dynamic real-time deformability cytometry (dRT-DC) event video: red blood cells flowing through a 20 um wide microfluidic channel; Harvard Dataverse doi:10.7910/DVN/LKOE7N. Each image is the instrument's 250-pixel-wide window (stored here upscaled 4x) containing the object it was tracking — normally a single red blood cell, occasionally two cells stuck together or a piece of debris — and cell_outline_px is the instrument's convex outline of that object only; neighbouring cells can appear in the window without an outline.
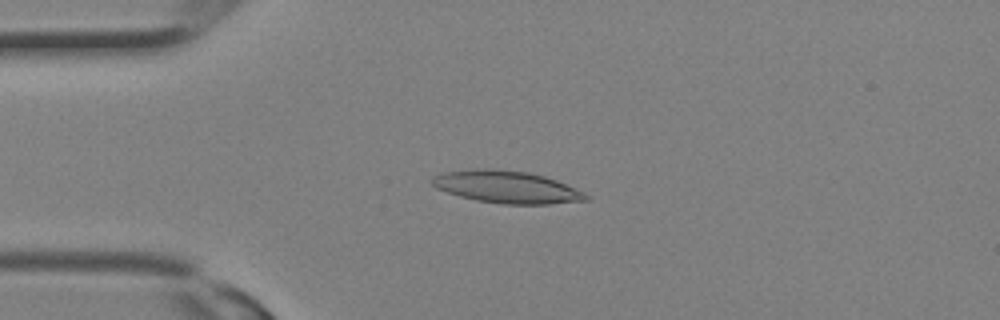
{"species": "Egyptian fruit bat (a non-hibernating species)", "species_latin": "Rousettus aegyptiacus", "temperature_condition": "room temperature", "stored_images_in_passage": 17, "camera_frame_rate_fps": 3000, "um_per_image_px": 0.085, "animal": {"sex": "female"}, "frame": {"image": 1, "passage_image": 8, "time_ms": 2.333, "image_size_px": [1000, 320], "cell_outline_px": [[588, 200], [548, 204], [504, 204], [476, 200], [460, 196], [436, 188], [432, 184], [432, 176], [440, 172], [476, 168], [492, 168], [528, 172], [544, 176], [556, 180], [584, 192], [588, 196]], "centroid_in_image_um": [43.03, 15.88], "position_along_channel_um": 42.0, "area_um2": 28.96}}
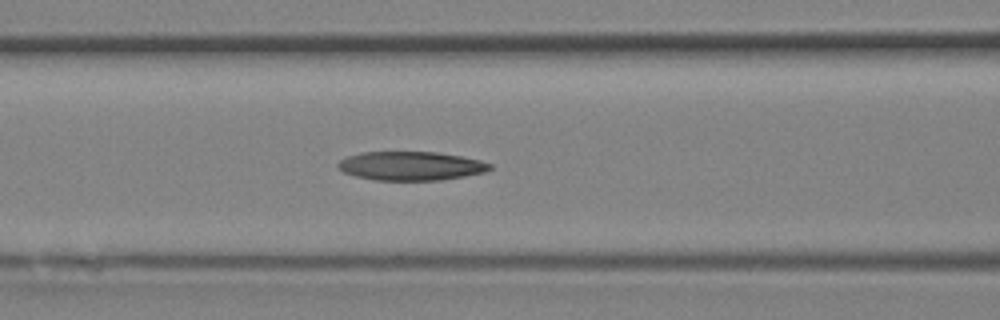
{"frame": {"image": 2, "passage_image": 13, "time_ms": 4.0, "image_size_px": [1000, 320], "cell_outline_px": [[492, 168], [488, 172], [440, 180], [376, 180], [356, 176], [344, 172], [336, 164], [340, 160], [348, 156], [360, 152], [436, 152], [460, 156], [480, 160], [492, 164]], "centroid_in_image_um": [34.95, 14.1], "position_along_channel_um": 131.6, "area_um2": 25.49}}
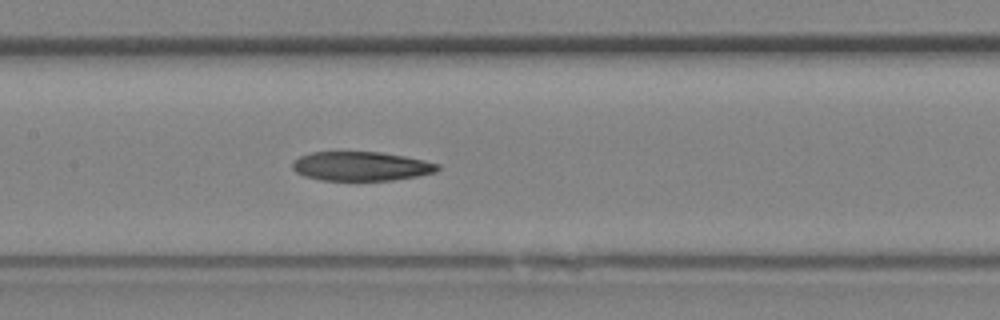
{"frame": {"image": 3, "passage_image": 15, "time_ms": 4.667, "image_size_px": [1000, 320], "cell_outline_px": [[440, 168], [436, 172], [416, 176], [392, 180], [320, 180], [304, 176], [296, 172], [292, 168], [292, 160], [300, 156], [312, 152], [380, 152], [404, 156], [424, 160], [440, 164]], "centroid_in_image_um": [30.68, 14.13], "position_along_channel_um": 176.7, "area_um2": 24.68}}